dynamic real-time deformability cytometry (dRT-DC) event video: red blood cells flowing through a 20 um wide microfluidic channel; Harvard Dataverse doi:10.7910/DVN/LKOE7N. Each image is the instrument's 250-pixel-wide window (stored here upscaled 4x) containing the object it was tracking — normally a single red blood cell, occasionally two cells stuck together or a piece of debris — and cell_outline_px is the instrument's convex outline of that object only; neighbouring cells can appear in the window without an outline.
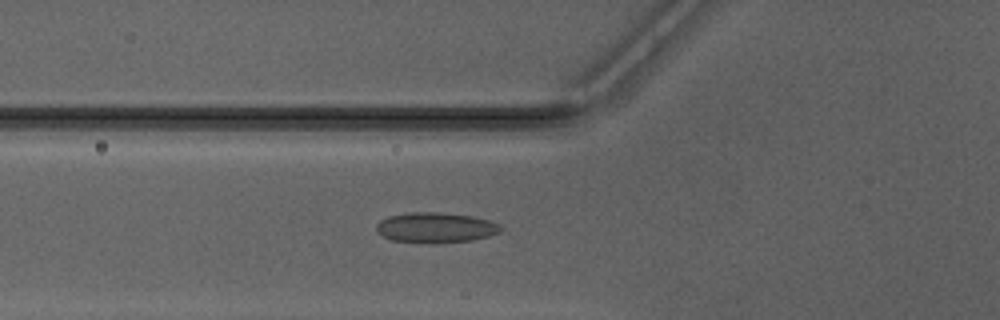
{"species": "Egyptian fruit bat (a non-hibernating species)", "species_latin": "Rousettus aegyptiacus", "temperature_condition": "warm", "stored_images_in_passage": 51, "camera_frame_rate_fps": 3000, "um_per_image_px": 0.085, "animal": {"sex": "male"}, "frame": {"image": 1, "passage_image": 20, "time_ms": 6.333, "image_size_px": [1000, 320], "cell_outline_px": [[504, 228], [500, 232], [488, 236], [472, 240], [436, 244], [428, 244], [392, 240], [376, 232], [376, 224], [380, 220], [388, 216], [412, 212], [440, 212], [472, 216], [488, 220], [500, 224]], "centroid_in_image_um": [37.03, 19.35], "position_along_channel_um": 88.8, "area_um2": 22.25}}
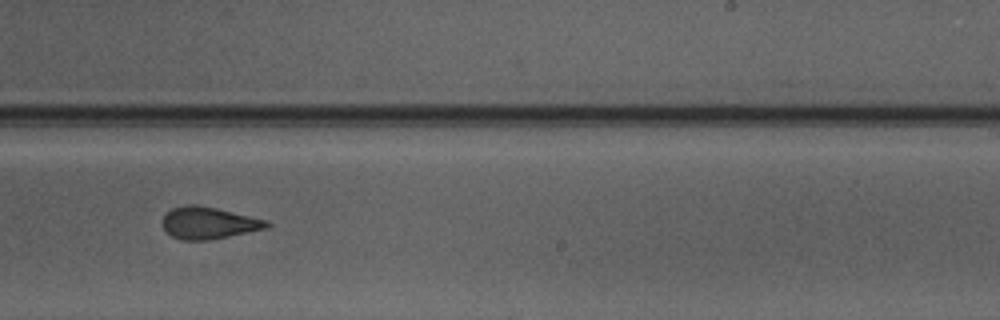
{"frame": {"image": 2, "passage_image": 33, "time_ms": 10.667, "image_size_px": [1000, 320], "cell_outline_px": [[272, 224], [268, 228], [208, 240], [180, 240], [172, 236], [160, 224], [160, 220], [172, 208], [184, 204], [192, 204], [216, 208], [268, 220]], "centroid_in_image_um": [17.72, 18.94], "position_along_channel_um": 271.3, "area_um2": 19.48}}
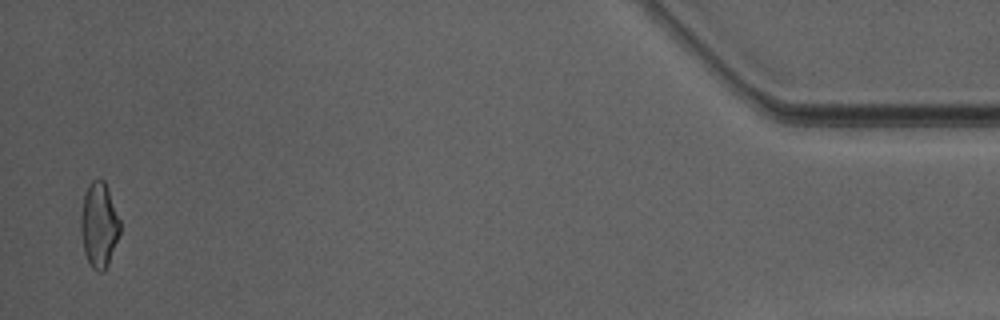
{"frame": {"image": 3, "passage_image": 50, "time_ms": 16.333, "image_size_px": [1000, 320], "cell_outline_px": [[120, 232], [108, 264], [104, 272], [96, 272], [92, 268], [84, 252], [80, 232], [80, 216], [84, 196], [88, 184], [92, 180], [100, 176], [104, 180], [108, 188], [120, 220]], "centroid_in_image_um": [8.4, 19.1], "position_along_channel_um": 426.8, "area_um2": 19.65}, "authors_computed_cell_mechanics": {"area_um2": 20.2878, "velocity_mm_per_s": 4.2049, "shape_relaxation_time_tau1_ms": 9.7583, "shape_relaxation_time_tau2_ms": 1.367, "deformation_change_tau1": 0.2037, "deformation_change_tau2": 0.0926}}